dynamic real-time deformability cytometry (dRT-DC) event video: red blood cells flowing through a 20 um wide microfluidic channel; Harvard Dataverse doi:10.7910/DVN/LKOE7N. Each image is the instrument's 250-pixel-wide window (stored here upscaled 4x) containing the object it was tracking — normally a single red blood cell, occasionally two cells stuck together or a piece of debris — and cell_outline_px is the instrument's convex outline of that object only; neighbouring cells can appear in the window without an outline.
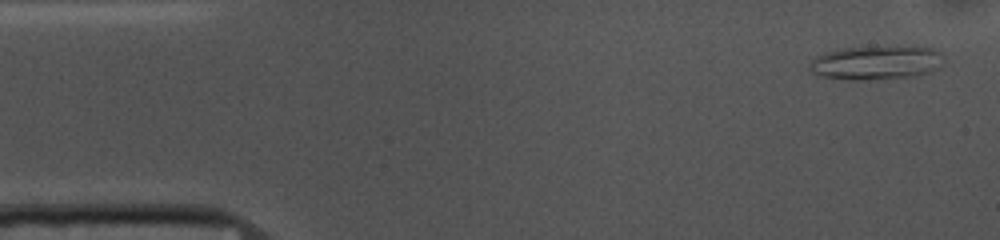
{"species": "common noctule bat (a hibernating species)", "species_latin": "Nyctalus noctula", "temperature_condition": "cold", "stored_images_in_passage": 52, "camera_frame_rate_fps": 3000, "um_per_image_px": 0.085, "animal": {"sex": "female", "body_mass_g": 10.0, "forearm_length_mm": 53.1}, "frame": {"image": 1, "passage_image": 2, "time_ms": 0.333, "image_size_px": [1000, 240], "cell_outline_px": [[944, 60], [940, 68], [932, 72], [912, 76], [864, 80], [852, 80], [820, 76], [812, 72], [808, 68], [808, 64], [816, 56], [840, 48], [932, 48], [940, 52], [944, 56]], "centroid_in_image_um": [74.47, 5.36], "position_along_channel_um": 10.5, "area_um2": 26.07}}
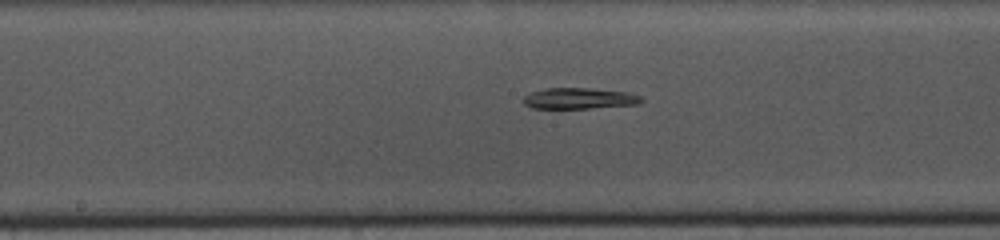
{"frame": {"image": 2, "passage_image": 25, "time_ms": 8.0, "image_size_px": [1000, 240], "cell_outline_px": [[644, 100], [640, 104], [588, 108], [532, 108], [524, 104], [520, 100], [524, 96], [532, 92], [544, 88], [592, 88], [628, 92], [640, 96]], "centroid_in_image_um": [49.22, 8.36], "position_along_channel_um": 199.0, "area_um2": 14.57}}
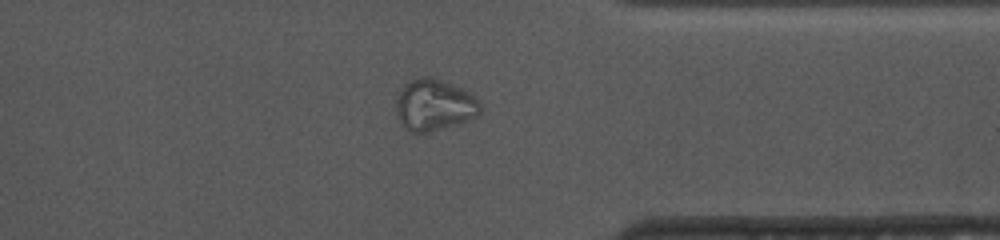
{"frame": {"image": 3, "passage_image": 40, "time_ms": 13.0, "image_size_px": [1000, 240], "cell_outline_px": [[480, 112], [476, 116], [468, 120], [456, 124], [428, 132], [408, 132], [400, 124], [396, 112], [396, 96], [400, 88], [404, 84], [416, 76], [432, 76], [452, 84], [468, 92], [480, 104]], "centroid_in_image_um": [36.83, 8.91], "position_along_channel_um": 374.6, "area_um2": 25.37}}